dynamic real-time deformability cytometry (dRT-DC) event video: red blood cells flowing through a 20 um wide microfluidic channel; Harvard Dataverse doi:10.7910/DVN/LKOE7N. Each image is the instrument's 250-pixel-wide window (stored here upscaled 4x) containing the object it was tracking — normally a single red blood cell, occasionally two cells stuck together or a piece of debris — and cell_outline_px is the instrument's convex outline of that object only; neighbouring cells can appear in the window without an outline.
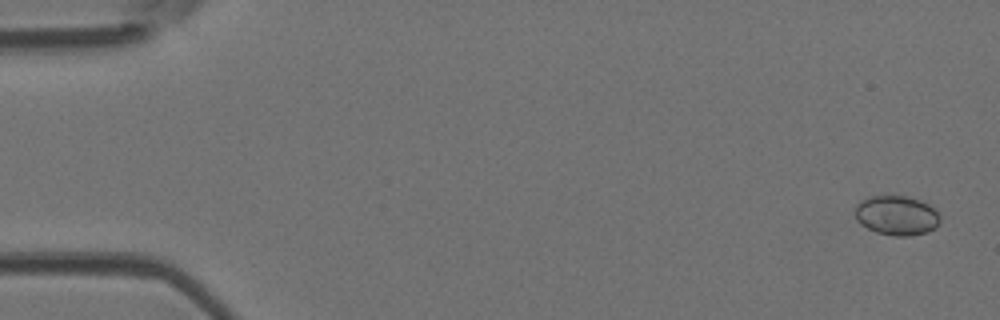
{"species": "Egyptian fruit bat (a non-hibernating species)", "species_latin": "Rousettus aegyptiacus", "temperature_condition": "room temperature", "stored_images_in_passage": 8, "camera_frame_rate_fps": 3000, "um_per_image_px": 0.085, "animal": {"sex": "female"}, "frame": {"image": 1, "passage_image": 1, "time_ms": 0.0, "image_size_px": [1000, 320], "cell_outline_px": [[940, 220], [936, 228], [928, 232], [912, 236], [892, 236], [876, 232], [860, 224], [856, 220], [856, 204], [860, 200], [868, 196], [908, 196], [920, 200], [928, 204], [940, 216]], "centroid_in_image_um": [76.21, 18.32], "position_along_channel_um": 8.8, "area_um2": 19.77}}
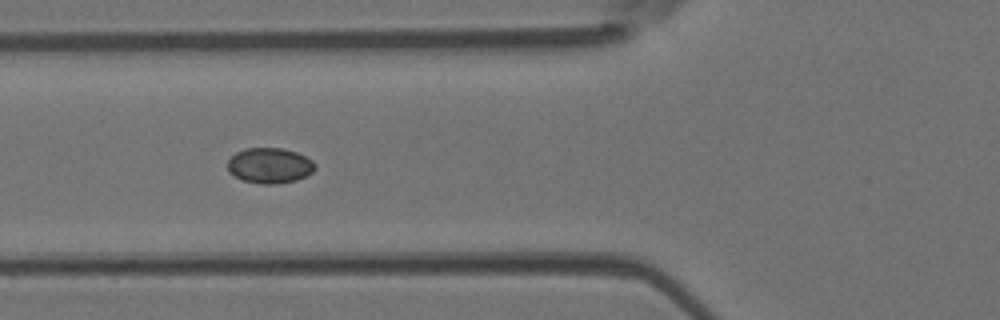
{"frame": {"image": 2, "passage_image": 6, "time_ms": 1.667, "image_size_px": [1000, 320], "cell_outline_px": [[316, 168], [312, 172], [296, 180], [276, 184], [260, 184], [244, 180], [228, 172], [228, 160], [236, 152], [244, 148], [280, 148], [296, 152], [312, 160], [316, 164]], "centroid_in_image_um": [22.92, 14.07], "position_along_channel_um": 102.9, "area_um2": 17.98}}
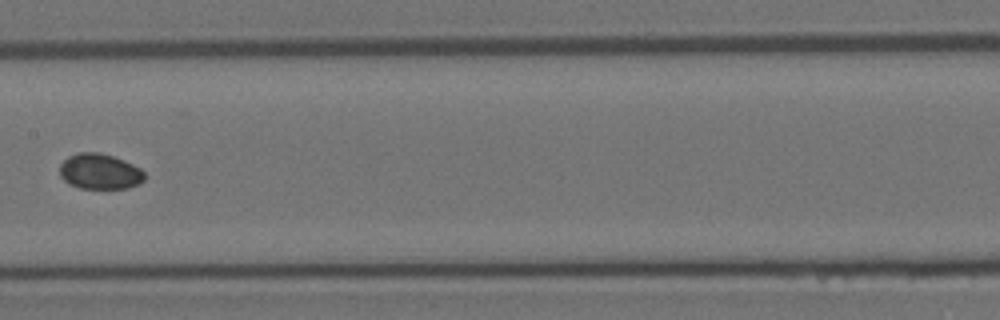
{"frame": {"image": 3, "passage_image": 8, "time_ms": 2.333, "image_size_px": [1000, 320], "cell_outline_px": [[144, 180], [140, 184], [128, 188], [80, 188], [68, 184], [60, 176], [60, 164], [68, 156], [76, 152], [100, 152], [124, 160], [140, 168], [144, 172]], "centroid_in_image_um": [8.47, 14.57], "position_along_channel_um": 198.9, "area_um2": 17.69}}